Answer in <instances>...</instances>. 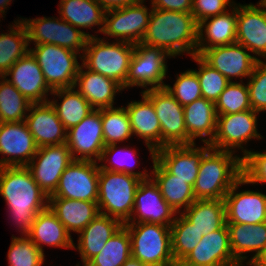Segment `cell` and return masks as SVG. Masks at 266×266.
Masks as SVG:
<instances>
[{"instance_id":"obj_44","label":"cell","mask_w":266,"mask_h":266,"mask_svg":"<svg viewBox=\"0 0 266 266\" xmlns=\"http://www.w3.org/2000/svg\"><path fill=\"white\" fill-rule=\"evenodd\" d=\"M192 59L198 62L200 66L198 71H194L201 86L202 96L215 103L230 81L207 64L200 56L193 55Z\"/></svg>"},{"instance_id":"obj_7","label":"cell","mask_w":266,"mask_h":266,"mask_svg":"<svg viewBox=\"0 0 266 266\" xmlns=\"http://www.w3.org/2000/svg\"><path fill=\"white\" fill-rule=\"evenodd\" d=\"M29 52L38 62L44 79L53 91L56 89L74 87L75 78L79 72L77 54L54 44H34Z\"/></svg>"},{"instance_id":"obj_30","label":"cell","mask_w":266,"mask_h":266,"mask_svg":"<svg viewBox=\"0 0 266 266\" xmlns=\"http://www.w3.org/2000/svg\"><path fill=\"white\" fill-rule=\"evenodd\" d=\"M124 224L108 215H97L79 234L77 247L83 265L100 252L109 240Z\"/></svg>"},{"instance_id":"obj_3","label":"cell","mask_w":266,"mask_h":266,"mask_svg":"<svg viewBox=\"0 0 266 266\" xmlns=\"http://www.w3.org/2000/svg\"><path fill=\"white\" fill-rule=\"evenodd\" d=\"M235 152L210 148L200 161L193 186L195 199H224L242 177L241 157Z\"/></svg>"},{"instance_id":"obj_35","label":"cell","mask_w":266,"mask_h":266,"mask_svg":"<svg viewBox=\"0 0 266 266\" xmlns=\"http://www.w3.org/2000/svg\"><path fill=\"white\" fill-rule=\"evenodd\" d=\"M59 3V14L63 20L79 30L101 25L98 32H102L106 11L94 0H60Z\"/></svg>"},{"instance_id":"obj_50","label":"cell","mask_w":266,"mask_h":266,"mask_svg":"<svg viewBox=\"0 0 266 266\" xmlns=\"http://www.w3.org/2000/svg\"><path fill=\"white\" fill-rule=\"evenodd\" d=\"M193 0H151L152 8L191 13Z\"/></svg>"},{"instance_id":"obj_23","label":"cell","mask_w":266,"mask_h":266,"mask_svg":"<svg viewBox=\"0 0 266 266\" xmlns=\"http://www.w3.org/2000/svg\"><path fill=\"white\" fill-rule=\"evenodd\" d=\"M6 78L22 95L32 104L48 102V92L52 90L47 85L42 70L28 52L24 57L17 60L11 68L4 74Z\"/></svg>"},{"instance_id":"obj_51","label":"cell","mask_w":266,"mask_h":266,"mask_svg":"<svg viewBox=\"0 0 266 266\" xmlns=\"http://www.w3.org/2000/svg\"><path fill=\"white\" fill-rule=\"evenodd\" d=\"M99 4L105 11L115 8H121L133 3H137L142 0H94Z\"/></svg>"},{"instance_id":"obj_47","label":"cell","mask_w":266,"mask_h":266,"mask_svg":"<svg viewBox=\"0 0 266 266\" xmlns=\"http://www.w3.org/2000/svg\"><path fill=\"white\" fill-rule=\"evenodd\" d=\"M249 78L247 87L252 110L266 111V61L259 59Z\"/></svg>"},{"instance_id":"obj_8","label":"cell","mask_w":266,"mask_h":266,"mask_svg":"<svg viewBox=\"0 0 266 266\" xmlns=\"http://www.w3.org/2000/svg\"><path fill=\"white\" fill-rule=\"evenodd\" d=\"M21 21L27 29L28 44L30 42H35V44H54L79 53L78 56L80 58H82L80 51L84 52L88 38L93 37V35L72 26L61 17L22 18Z\"/></svg>"},{"instance_id":"obj_1","label":"cell","mask_w":266,"mask_h":266,"mask_svg":"<svg viewBox=\"0 0 266 266\" xmlns=\"http://www.w3.org/2000/svg\"><path fill=\"white\" fill-rule=\"evenodd\" d=\"M0 195L22 236H28L36 215L48 207V197L34 181L27 166L0 167Z\"/></svg>"},{"instance_id":"obj_40","label":"cell","mask_w":266,"mask_h":266,"mask_svg":"<svg viewBox=\"0 0 266 266\" xmlns=\"http://www.w3.org/2000/svg\"><path fill=\"white\" fill-rule=\"evenodd\" d=\"M170 232L172 255L178 265L195 248L203 234L199 233L181 213L179 217H175Z\"/></svg>"},{"instance_id":"obj_17","label":"cell","mask_w":266,"mask_h":266,"mask_svg":"<svg viewBox=\"0 0 266 266\" xmlns=\"http://www.w3.org/2000/svg\"><path fill=\"white\" fill-rule=\"evenodd\" d=\"M37 149L25 121L0 122V167L27 166Z\"/></svg>"},{"instance_id":"obj_43","label":"cell","mask_w":266,"mask_h":266,"mask_svg":"<svg viewBox=\"0 0 266 266\" xmlns=\"http://www.w3.org/2000/svg\"><path fill=\"white\" fill-rule=\"evenodd\" d=\"M9 266H41L44 264V253L28 236H12L8 250Z\"/></svg>"},{"instance_id":"obj_18","label":"cell","mask_w":266,"mask_h":266,"mask_svg":"<svg viewBox=\"0 0 266 266\" xmlns=\"http://www.w3.org/2000/svg\"><path fill=\"white\" fill-rule=\"evenodd\" d=\"M178 266H241L233 256L227 225L203 235Z\"/></svg>"},{"instance_id":"obj_37","label":"cell","mask_w":266,"mask_h":266,"mask_svg":"<svg viewBox=\"0 0 266 266\" xmlns=\"http://www.w3.org/2000/svg\"><path fill=\"white\" fill-rule=\"evenodd\" d=\"M9 33L0 34V77L28 52V34L21 20L14 21Z\"/></svg>"},{"instance_id":"obj_42","label":"cell","mask_w":266,"mask_h":266,"mask_svg":"<svg viewBox=\"0 0 266 266\" xmlns=\"http://www.w3.org/2000/svg\"><path fill=\"white\" fill-rule=\"evenodd\" d=\"M217 115L235 114L252 110L247 85L240 82H230L219 99L215 102Z\"/></svg>"},{"instance_id":"obj_22","label":"cell","mask_w":266,"mask_h":266,"mask_svg":"<svg viewBox=\"0 0 266 266\" xmlns=\"http://www.w3.org/2000/svg\"><path fill=\"white\" fill-rule=\"evenodd\" d=\"M236 42L266 60V6L261 1L237 5Z\"/></svg>"},{"instance_id":"obj_4","label":"cell","mask_w":266,"mask_h":266,"mask_svg":"<svg viewBox=\"0 0 266 266\" xmlns=\"http://www.w3.org/2000/svg\"><path fill=\"white\" fill-rule=\"evenodd\" d=\"M134 50V44L122 41L109 43L93 36L88 38L81 60L85 69L109 77L125 89Z\"/></svg>"},{"instance_id":"obj_41","label":"cell","mask_w":266,"mask_h":266,"mask_svg":"<svg viewBox=\"0 0 266 266\" xmlns=\"http://www.w3.org/2000/svg\"><path fill=\"white\" fill-rule=\"evenodd\" d=\"M101 120L105 146L123 142L133 136L125 107L101 109Z\"/></svg>"},{"instance_id":"obj_29","label":"cell","mask_w":266,"mask_h":266,"mask_svg":"<svg viewBox=\"0 0 266 266\" xmlns=\"http://www.w3.org/2000/svg\"><path fill=\"white\" fill-rule=\"evenodd\" d=\"M185 126L188 134V145L195 144L200 137L204 143L210 144L216 134L217 112L215 103L201 97L183 107ZM209 138H204V137Z\"/></svg>"},{"instance_id":"obj_52","label":"cell","mask_w":266,"mask_h":266,"mask_svg":"<svg viewBox=\"0 0 266 266\" xmlns=\"http://www.w3.org/2000/svg\"><path fill=\"white\" fill-rule=\"evenodd\" d=\"M122 266H148L146 264H143L141 261L138 259L133 258L132 256L127 259Z\"/></svg>"},{"instance_id":"obj_2","label":"cell","mask_w":266,"mask_h":266,"mask_svg":"<svg viewBox=\"0 0 266 266\" xmlns=\"http://www.w3.org/2000/svg\"><path fill=\"white\" fill-rule=\"evenodd\" d=\"M198 23L191 13L152 8L146 33L140 43L165 50L172 57L197 55Z\"/></svg>"},{"instance_id":"obj_15","label":"cell","mask_w":266,"mask_h":266,"mask_svg":"<svg viewBox=\"0 0 266 266\" xmlns=\"http://www.w3.org/2000/svg\"><path fill=\"white\" fill-rule=\"evenodd\" d=\"M174 215L176 212L165 201L151 176L140 181L135 192L133 212L124 224L154 223L171 226L175 220Z\"/></svg>"},{"instance_id":"obj_45","label":"cell","mask_w":266,"mask_h":266,"mask_svg":"<svg viewBox=\"0 0 266 266\" xmlns=\"http://www.w3.org/2000/svg\"><path fill=\"white\" fill-rule=\"evenodd\" d=\"M165 89L184 107L203 97L197 74L194 70H186L177 75L173 87L166 85Z\"/></svg>"},{"instance_id":"obj_39","label":"cell","mask_w":266,"mask_h":266,"mask_svg":"<svg viewBox=\"0 0 266 266\" xmlns=\"http://www.w3.org/2000/svg\"><path fill=\"white\" fill-rule=\"evenodd\" d=\"M0 79V122L25 121L32 103L6 77Z\"/></svg>"},{"instance_id":"obj_19","label":"cell","mask_w":266,"mask_h":266,"mask_svg":"<svg viewBox=\"0 0 266 266\" xmlns=\"http://www.w3.org/2000/svg\"><path fill=\"white\" fill-rule=\"evenodd\" d=\"M242 184L245 180L241 177L224 197L226 223L255 225L266 222V195L250 190L236 192Z\"/></svg>"},{"instance_id":"obj_27","label":"cell","mask_w":266,"mask_h":266,"mask_svg":"<svg viewBox=\"0 0 266 266\" xmlns=\"http://www.w3.org/2000/svg\"><path fill=\"white\" fill-rule=\"evenodd\" d=\"M83 68L81 64L74 88L78 86L77 91L95 110L114 107L116 93L123 90L122 86L109 77L88 69L84 71Z\"/></svg>"},{"instance_id":"obj_49","label":"cell","mask_w":266,"mask_h":266,"mask_svg":"<svg viewBox=\"0 0 266 266\" xmlns=\"http://www.w3.org/2000/svg\"><path fill=\"white\" fill-rule=\"evenodd\" d=\"M232 3V5H231ZM231 0H193L191 14L197 23L227 11V6H234Z\"/></svg>"},{"instance_id":"obj_31","label":"cell","mask_w":266,"mask_h":266,"mask_svg":"<svg viewBox=\"0 0 266 266\" xmlns=\"http://www.w3.org/2000/svg\"><path fill=\"white\" fill-rule=\"evenodd\" d=\"M48 207L65 226L69 234L71 231L80 233L100 214L97 202L48 198Z\"/></svg>"},{"instance_id":"obj_6","label":"cell","mask_w":266,"mask_h":266,"mask_svg":"<svg viewBox=\"0 0 266 266\" xmlns=\"http://www.w3.org/2000/svg\"><path fill=\"white\" fill-rule=\"evenodd\" d=\"M140 181L133 175L99 168V212L126 223L133 212L135 192Z\"/></svg>"},{"instance_id":"obj_33","label":"cell","mask_w":266,"mask_h":266,"mask_svg":"<svg viewBox=\"0 0 266 266\" xmlns=\"http://www.w3.org/2000/svg\"><path fill=\"white\" fill-rule=\"evenodd\" d=\"M181 214L203 235L226 225L224 199H197Z\"/></svg>"},{"instance_id":"obj_20","label":"cell","mask_w":266,"mask_h":266,"mask_svg":"<svg viewBox=\"0 0 266 266\" xmlns=\"http://www.w3.org/2000/svg\"><path fill=\"white\" fill-rule=\"evenodd\" d=\"M196 147L191 145L164 146L155 151V159L176 178L185 180L192 187L198 176L200 161L211 148L210 144Z\"/></svg>"},{"instance_id":"obj_25","label":"cell","mask_w":266,"mask_h":266,"mask_svg":"<svg viewBox=\"0 0 266 266\" xmlns=\"http://www.w3.org/2000/svg\"><path fill=\"white\" fill-rule=\"evenodd\" d=\"M233 7L231 8L232 13L226 11L225 13L208 17L198 23V56L206 49L236 43L237 4L235 3Z\"/></svg>"},{"instance_id":"obj_54","label":"cell","mask_w":266,"mask_h":266,"mask_svg":"<svg viewBox=\"0 0 266 266\" xmlns=\"http://www.w3.org/2000/svg\"><path fill=\"white\" fill-rule=\"evenodd\" d=\"M11 0H0V15L5 14L6 6L10 5ZM1 17V16H0Z\"/></svg>"},{"instance_id":"obj_53","label":"cell","mask_w":266,"mask_h":266,"mask_svg":"<svg viewBox=\"0 0 266 266\" xmlns=\"http://www.w3.org/2000/svg\"><path fill=\"white\" fill-rule=\"evenodd\" d=\"M251 266H266V249L263 254Z\"/></svg>"},{"instance_id":"obj_26","label":"cell","mask_w":266,"mask_h":266,"mask_svg":"<svg viewBox=\"0 0 266 266\" xmlns=\"http://www.w3.org/2000/svg\"><path fill=\"white\" fill-rule=\"evenodd\" d=\"M142 101L128 103L132 133L143 138L154 160L155 151L161 148V125L152 102L142 93Z\"/></svg>"},{"instance_id":"obj_14","label":"cell","mask_w":266,"mask_h":266,"mask_svg":"<svg viewBox=\"0 0 266 266\" xmlns=\"http://www.w3.org/2000/svg\"><path fill=\"white\" fill-rule=\"evenodd\" d=\"M72 161L66 143L43 146L37 149L27 168L40 189L49 197L55 192L62 173Z\"/></svg>"},{"instance_id":"obj_16","label":"cell","mask_w":266,"mask_h":266,"mask_svg":"<svg viewBox=\"0 0 266 266\" xmlns=\"http://www.w3.org/2000/svg\"><path fill=\"white\" fill-rule=\"evenodd\" d=\"M66 144L69 147L73 160L95 162L100 160L105 147L101 109H94L79 124L69 128L67 130ZM77 154L81 156H76Z\"/></svg>"},{"instance_id":"obj_46","label":"cell","mask_w":266,"mask_h":266,"mask_svg":"<svg viewBox=\"0 0 266 266\" xmlns=\"http://www.w3.org/2000/svg\"><path fill=\"white\" fill-rule=\"evenodd\" d=\"M117 148H118L117 144H112V145H108V146L104 147L99 162L106 161V162H109V164H111V165L110 166H108L106 164L103 165V163H102V164L99 165L100 169L106 170V171L123 172V173L129 174V175H133V176H135V177H137V178H139L141 180L147 179V178L150 177L148 175V173H147V170H145L144 173L140 172V171L139 172H134L133 169H132L133 165H129L130 162L129 163L126 162L130 158H131V160L132 159L134 160V157L136 155V151H134L132 149L127 150V148H123L121 150L117 149ZM116 152L119 153V154L121 153V155H124L125 157L124 156L123 157L120 156V157H118L119 161L117 159L114 161L113 160L114 158L112 159L113 161H111V159L108 156H110L112 154L113 155L117 154ZM126 155H127V157H126ZM125 159H127V160H125Z\"/></svg>"},{"instance_id":"obj_12","label":"cell","mask_w":266,"mask_h":266,"mask_svg":"<svg viewBox=\"0 0 266 266\" xmlns=\"http://www.w3.org/2000/svg\"><path fill=\"white\" fill-rule=\"evenodd\" d=\"M144 1L107 10L102 33L115 37L116 41L134 45L140 43L146 33L152 12V9L148 12V8L143 5Z\"/></svg>"},{"instance_id":"obj_36","label":"cell","mask_w":266,"mask_h":266,"mask_svg":"<svg viewBox=\"0 0 266 266\" xmlns=\"http://www.w3.org/2000/svg\"><path fill=\"white\" fill-rule=\"evenodd\" d=\"M53 94L63 100L60 104L54 99L49 102L67 130L79 124L94 110L90 103L74 87L56 89L52 91L51 95Z\"/></svg>"},{"instance_id":"obj_10","label":"cell","mask_w":266,"mask_h":266,"mask_svg":"<svg viewBox=\"0 0 266 266\" xmlns=\"http://www.w3.org/2000/svg\"><path fill=\"white\" fill-rule=\"evenodd\" d=\"M143 93L153 104L161 125V148L188 145L183 106L165 89H148Z\"/></svg>"},{"instance_id":"obj_55","label":"cell","mask_w":266,"mask_h":266,"mask_svg":"<svg viewBox=\"0 0 266 266\" xmlns=\"http://www.w3.org/2000/svg\"><path fill=\"white\" fill-rule=\"evenodd\" d=\"M266 6V0H260Z\"/></svg>"},{"instance_id":"obj_24","label":"cell","mask_w":266,"mask_h":266,"mask_svg":"<svg viewBox=\"0 0 266 266\" xmlns=\"http://www.w3.org/2000/svg\"><path fill=\"white\" fill-rule=\"evenodd\" d=\"M29 112L25 123L38 148L66 143L67 129L49 101L31 104Z\"/></svg>"},{"instance_id":"obj_28","label":"cell","mask_w":266,"mask_h":266,"mask_svg":"<svg viewBox=\"0 0 266 266\" xmlns=\"http://www.w3.org/2000/svg\"><path fill=\"white\" fill-rule=\"evenodd\" d=\"M229 231L230 247L235 260L243 266L247 252H255L246 264L252 265L266 249V222L247 225L226 223Z\"/></svg>"},{"instance_id":"obj_13","label":"cell","mask_w":266,"mask_h":266,"mask_svg":"<svg viewBox=\"0 0 266 266\" xmlns=\"http://www.w3.org/2000/svg\"><path fill=\"white\" fill-rule=\"evenodd\" d=\"M257 114L253 110H246L235 114H223L217 116L216 134L210 143L211 148L224 151H233V148H241L244 153L249 151L242 146L251 138L262 139L257 132Z\"/></svg>"},{"instance_id":"obj_11","label":"cell","mask_w":266,"mask_h":266,"mask_svg":"<svg viewBox=\"0 0 266 266\" xmlns=\"http://www.w3.org/2000/svg\"><path fill=\"white\" fill-rule=\"evenodd\" d=\"M98 191V163L88 160H73L62 173L55 192L48 198L98 202Z\"/></svg>"},{"instance_id":"obj_34","label":"cell","mask_w":266,"mask_h":266,"mask_svg":"<svg viewBox=\"0 0 266 266\" xmlns=\"http://www.w3.org/2000/svg\"><path fill=\"white\" fill-rule=\"evenodd\" d=\"M157 183L165 201L178 214L180 210H186L196 199L193 187L185 183V180L176 178L170 174L155 158L153 160V171L150 173Z\"/></svg>"},{"instance_id":"obj_9","label":"cell","mask_w":266,"mask_h":266,"mask_svg":"<svg viewBox=\"0 0 266 266\" xmlns=\"http://www.w3.org/2000/svg\"><path fill=\"white\" fill-rule=\"evenodd\" d=\"M172 57L162 48L151 47L143 43L135 44L125 89L139 86H151L150 89L165 88L163 79L166 77V58Z\"/></svg>"},{"instance_id":"obj_5","label":"cell","mask_w":266,"mask_h":266,"mask_svg":"<svg viewBox=\"0 0 266 266\" xmlns=\"http://www.w3.org/2000/svg\"><path fill=\"white\" fill-rule=\"evenodd\" d=\"M131 239V256L148 266H177L172 255L170 226L124 224Z\"/></svg>"},{"instance_id":"obj_21","label":"cell","mask_w":266,"mask_h":266,"mask_svg":"<svg viewBox=\"0 0 266 266\" xmlns=\"http://www.w3.org/2000/svg\"><path fill=\"white\" fill-rule=\"evenodd\" d=\"M246 50L242 44L236 42L206 49L200 57L230 82H233L234 77L249 78L259 60Z\"/></svg>"},{"instance_id":"obj_32","label":"cell","mask_w":266,"mask_h":266,"mask_svg":"<svg viewBox=\"0 0 266 266\" xmlns=\"http://www.w3.org/2000/svg\"><path fill=\"white\" fill-rule=\"evenodd\" d=\"M28 237L43 253V244L58 248L74 247L71 234L49 207L36 215Z\"/></svg>"},{"instance_id":"obj_38","label":"cell","mask_w":266,"mask_h":266,"mask_svg":"<svg viewBox=\"0 0 266 266\" xmlns=\"http://www.w3.org/2000/svg\"><path fill=\"white\" fill-rule=\"evenodd\" d=\"M131 257V239L123 225L84 266H122Z\"/></svg>"},{"instance_id":"obj_48","label":"cell","mask_w":266,"mask_h":266,"mask_svg":"<svg viewBox=\"0 0 266 266\" xmlns=\"http://www.w3.org/2000/svg\"><path fill=\"white\" fill-rule=\"evenodd\" d=\"M241 169L245 184L266 183V151H248L241 157Z\"/></svg>"}]
</instances>
